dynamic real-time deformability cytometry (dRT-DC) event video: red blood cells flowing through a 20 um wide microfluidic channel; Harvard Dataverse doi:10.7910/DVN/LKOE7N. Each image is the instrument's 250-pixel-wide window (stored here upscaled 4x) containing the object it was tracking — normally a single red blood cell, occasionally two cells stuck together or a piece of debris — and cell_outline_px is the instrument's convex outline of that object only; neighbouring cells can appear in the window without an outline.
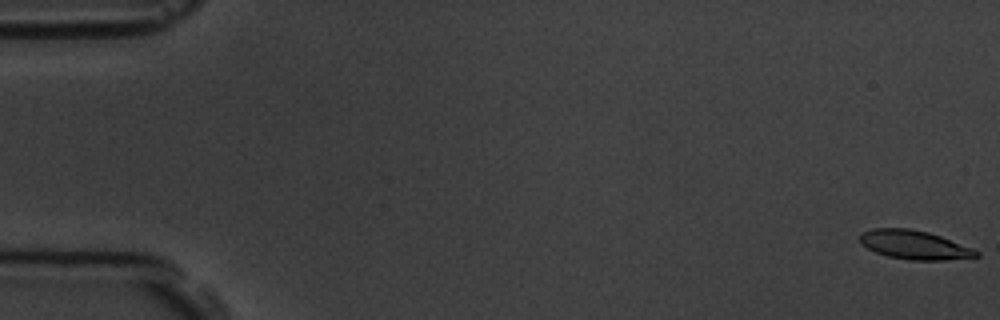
{"species": "common noctule bat (a hibernating species)", "species_latin": "Nyctalus noctula", "temperature_condition": "room temperature", "stored_images_in_passage": 57, "camera_frame_rate_fps": 3000, "um_per_image_px": 0.085, "animal": {"sex": "male", "body_mass_g": 19.5, "forearm_length_mm": 54.6}, "frame": {"image": 1, "passage_image": 1, "time_ms": 0.0, "image_size_px": [1000, 320], "cell_outline_px": [[980, 256], [944, 260], [908, 260], [888, 256], [876, 252], [860, 244], [860, 232], [872, 228], [908, 228], [928, 232], [940, 236], [972, 248], [980, 252]], "centroid_in_image_um": [77.69, 20.81], "position_along_channel_um": 7.3, "area_um2": 19.54}}
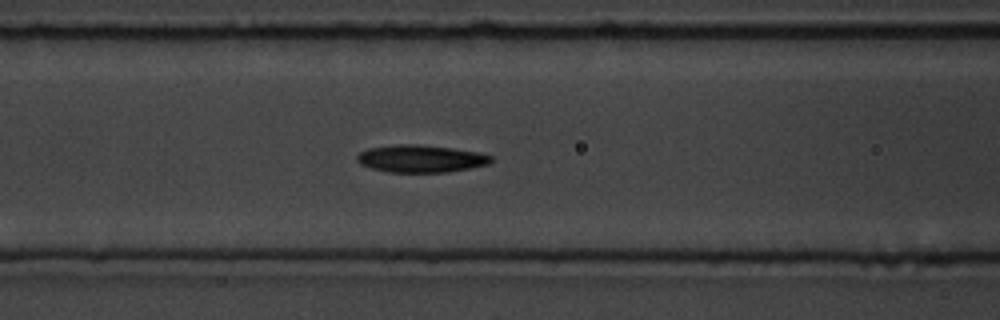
{"frame": {"image": 2, "passage_image": 24, "time_ms": 7.667, "image_size_px": [1000, 320], "cell_outline_px": [[492, 160], [488, 164], [448, 172], [388, 172], [372, 168], [360, 164], [356, 160], [356, 156], [360, 152], [368, 148], [400, 144], [416, 144], [452, 148], [476, 152], [492, 156]], "centroid_in_image_um": [35.73, 13.48], "position_along_channel_um": 130.9, "area_um2": 21.21}}
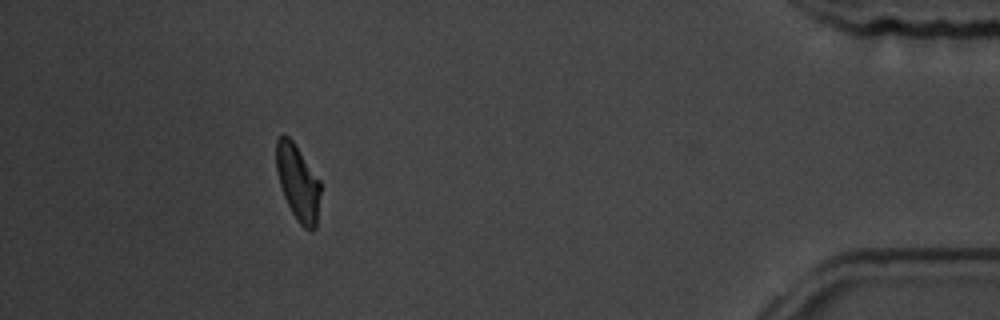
{"frame": {"image": 3, "passage_image": 52, "time_ms": 17.0, "image_size_px": [1000, 320], "cell_outline_px": [[320, 192], [316, 228], [312, 232], [304, 228], [296, 220], [284, 196], [276, 172], [276, 140], [284, 132], [292, 140], [320, 180]], "centroid_in_image_um": [25.31, 15.52], "position_along_channel_um": 409.9, "area_um2": 19.54}, "authors_computed_cell_mechanics": {"area_um2": 20.3456, "velocity_mm_per_s": 3.6058, "shape_relaxation_time_tau1_ms": 3.1508, "shape_relaxation_time_tau2_ms": 6.5953, "deformation_change_tau1": 0.129, "deformation_change_tau2": 0.148}}